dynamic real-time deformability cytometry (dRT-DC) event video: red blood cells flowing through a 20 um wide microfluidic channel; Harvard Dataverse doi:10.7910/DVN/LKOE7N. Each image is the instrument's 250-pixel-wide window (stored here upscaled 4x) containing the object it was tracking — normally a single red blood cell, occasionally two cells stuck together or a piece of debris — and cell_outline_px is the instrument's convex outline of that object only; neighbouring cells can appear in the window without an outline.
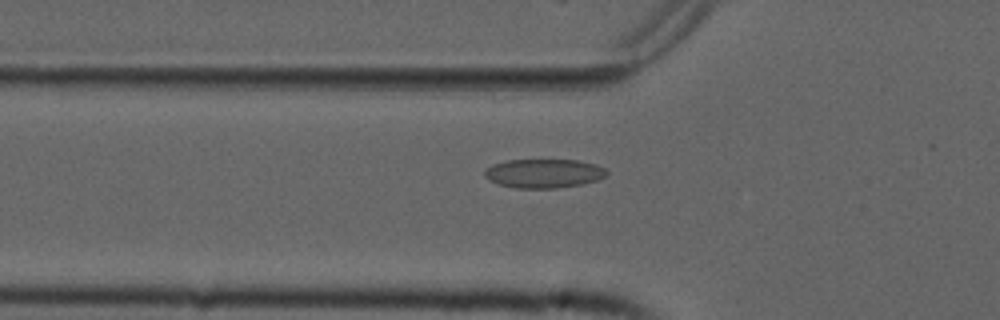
{"species": "common noctule bat (a hibernating species)", "species_latin": "Nyctalus noctula", "temperature_condition": "cold", "stored_images_in_passage": 37, "camera_frame_rate_fps": 3000, "um_per_image_px": 0.085, "animal": {"sex": "male", "forearm_length_mm": 52.5}, "frame": {"image": 1, "passage_image": 19, "time_ms": 6.0, "image_size_px": [1000, 320], "cell_outline_px": [[608, 172], [604, 176], [596, 180], [580, 184], [556, 188], [516, 188], [500, 184], [488, 180], [484, 176], [484, 168], [492, 164], [508, 160], [576, 160], [596, 164], [604, 168]], "centroid_in_image_um": [46.17, 14.73], "position_along_channel_um": 79.6, "area_um2": 20.52}}
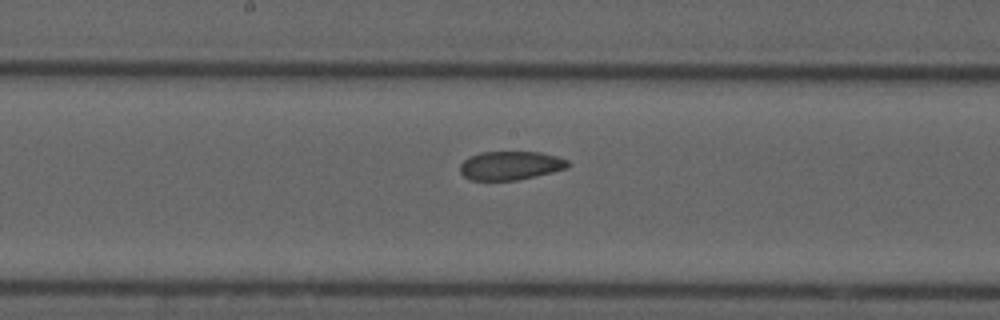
{"frame": {"image": 2, "passage_image": 29, "time_ms": 9.333, "image_size_px": [1000, 320], "cell_outline_px": [[572, 164], [568, 168], [516, 180], [472, 180], [464, 176], [460, 172], [460, 164], [464, 160], [480, 152], [540, 152], [556, 156], [568, 160]], "centroid_in_image_um": [43.41, 14.06], "position_along_channel_um": 204.8, "area_um2": 17.92}}
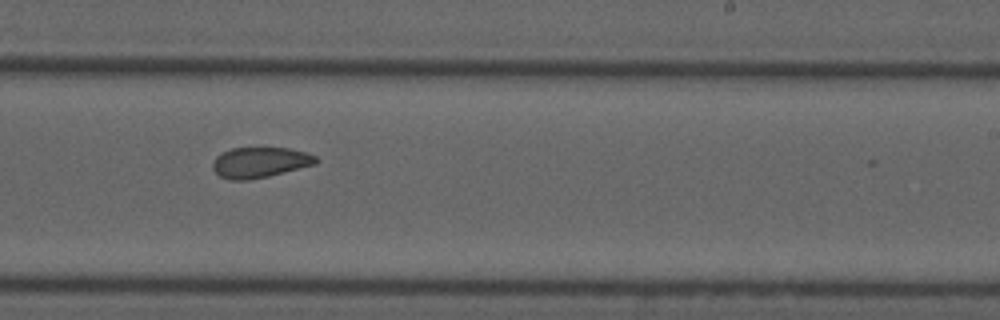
{"frame": {"image": 3, "passage_image": 34, "time_ms": 11.0, "image_size_px": [1000, 320], "cell_outline_px": [[320, 160], [316, 164], [268, 176], [248, 180], [228, 180], [220, 176], [212, 168], [212, 164], [216, 156], [232, 148], [288, 148], [308, 152], [316, 156]], "centroid_in_image_um": [22.12, 13.8], "position_along_channel_um": 266.9, "area_um2": 18.38}}